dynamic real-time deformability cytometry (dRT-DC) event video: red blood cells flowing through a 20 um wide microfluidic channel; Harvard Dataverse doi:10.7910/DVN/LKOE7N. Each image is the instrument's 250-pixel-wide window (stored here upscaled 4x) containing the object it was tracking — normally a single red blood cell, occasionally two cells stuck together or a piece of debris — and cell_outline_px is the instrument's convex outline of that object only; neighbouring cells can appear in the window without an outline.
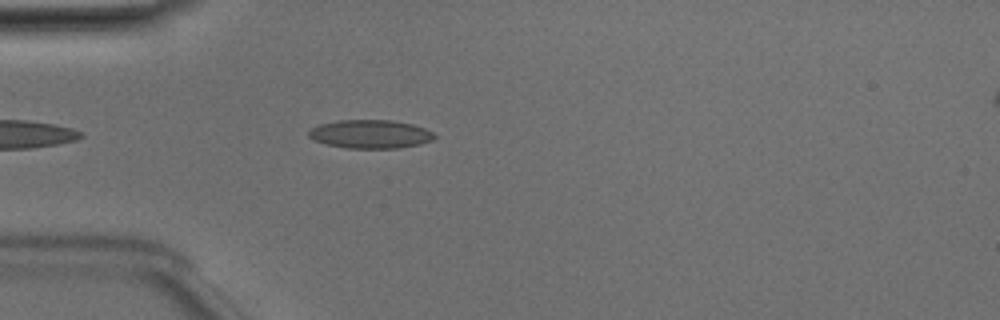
{"species": "Egyptian fruit bat (a non-hibernating species)", "species_latin": "Rousettus aegyptiacus", "temperature_condition": "room temperature", "stored_images_in_passage": 35, "camera_frame_rate_fps": 3000, "um_per_image_px": 0.085, "animal": {"sex": "male"}, "frame": {"image": 1, "passage_image": 4, "time_ms": 1.0, "image_size_px": [1000, 320], "cell_outline_px": [[436, 136], [432, 140], [420, 144], [400, 148], [348, 148], [328, 144], [312, 140], [308, 136], [308, 132], [312, 128], [320, 124], [340, 120], [392, 120], [412, 124], [424, 128], [432, 132]], "centroid_in_image_um": [31.48, 11.4], "position_along_channel_um": 53.5, "area_um2": 20.81}}
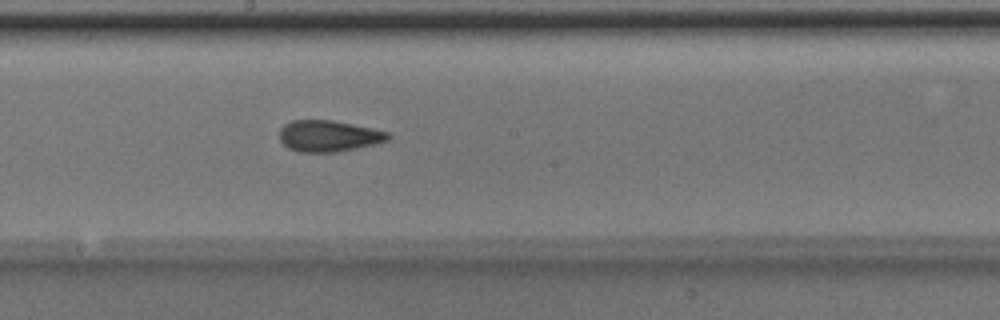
{"frame": {"image": 2, "passage_image": 17, "time_ms": 5.333, "image_size_px": [1000, 320], "cell_outline_px": [[392, 136], [388, 140], [376, 144], [336, 152], [300, 152], [288, 148], [280, 140], [280, 128], [284, 124], [292, 120], [332, 120], [372, 128], [388, 132]], "centroid_in_image_um": [27.94, 11.56], "position_along_channel_um": 220.3, "area_um2": 19.83}}
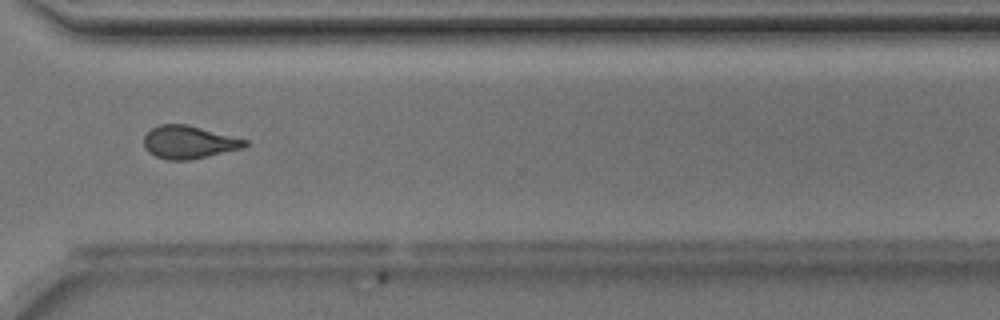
{"frame": {"image": 3, "passage_image": 27, "time_ms": 8.667, "image_size_px": [1000, 320], "cell_outline_px": [[248, 144], [244, 148], [188, 160], [168, 160], [156, 156], [148, 152], [144, 148], [144, 136], [152, 128], [160, 124], [188, 124], [248, 140]], "centroid_in_image_um": [16.05, 12.08], "position_along_channel_um": 354.6, "area_um2": 19.36}, "authors_computed_cell_mechanics": {"area_um2": 19.4786, "velocity_mm_per_s": 4.0244, "shape_relaxation_time_tau1_ms": 6.1856, "shape_relaxation_time_tau2_ms": 1.7621, "deformation_change_tau1": 0.142, "deformation_change_tau2": 0.0638}}